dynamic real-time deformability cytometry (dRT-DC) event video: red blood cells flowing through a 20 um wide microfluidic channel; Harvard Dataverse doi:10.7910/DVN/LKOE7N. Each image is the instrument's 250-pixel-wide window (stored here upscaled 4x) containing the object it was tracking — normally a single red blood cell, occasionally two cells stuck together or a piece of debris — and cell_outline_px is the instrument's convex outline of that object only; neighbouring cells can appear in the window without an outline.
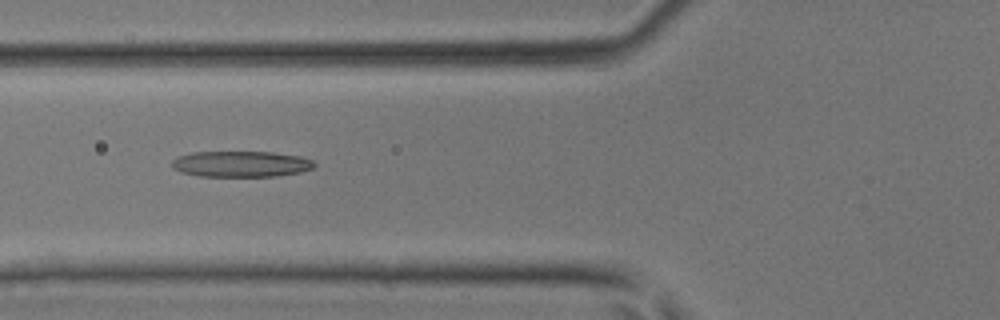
{"species": "common noctule bat (a hibernating species)", "species_latin": "Nyctalus noctula", "temperature_condition": "room temperature", "stored_images_in_passage": 5, "camera_frame_rate_fps": 3000, "um_per_image_px": 0.085, "animal": {"sex": "male", "body_mass_g": 17.9, "forearm_length_mm": 54.2}, "frame": {"image": 1, "passage_image": 5, "time_ms": 1.333, "image_size_px": [1000, 320], "cell_outline_px": [[316, 164], [312, 168], [300, 172], [276, 176], [200, 176], [180, 172], [172, 168], [172, 160], [180, 156], [192, 152], [272, 152], [300, 156], [312, 160]], "centroid_in_image_um": [20.48, 13.94], "position_along_channel_um": 105.3, "area_um2": 21.44}}